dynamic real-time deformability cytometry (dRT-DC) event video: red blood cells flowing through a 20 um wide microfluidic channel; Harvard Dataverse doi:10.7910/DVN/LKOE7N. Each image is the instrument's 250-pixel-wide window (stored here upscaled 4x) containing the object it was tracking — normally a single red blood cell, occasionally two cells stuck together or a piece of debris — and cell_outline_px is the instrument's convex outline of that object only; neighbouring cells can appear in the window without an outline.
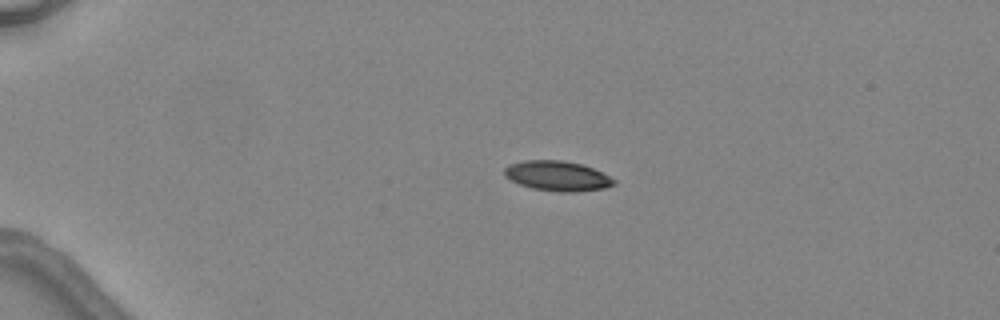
{"species": "common noctule bat (a hibernating species)", "species_latin": "Nyctalus noctula", "temperature_condition": "warm", "stored_images_in_passage": 3, "camera_frame_rate_fps": 3000, "um_per_image_px": 0.085, "animal": {"sex": "female", "body_mass_g": 24.6, "forearm_length_mm": 56.2}, "frame": {"image": 1, "passage_image": 2, "time_ms": 2.0, "image_size_px": [1000, 320], "cell_outline_px": [[616, 184], [608, 188], [576, 192], [560, 192], [532, 188], [520, 184], [504, 176], [504, 168], [508, 164], [524, 160], [560, 160], [580, 164], [592, 168], [616, 180]], "centroid_in_image_um": [47.38, 14.96], "position_along_channel_um": 37.6, "area_um2": 19.13}}